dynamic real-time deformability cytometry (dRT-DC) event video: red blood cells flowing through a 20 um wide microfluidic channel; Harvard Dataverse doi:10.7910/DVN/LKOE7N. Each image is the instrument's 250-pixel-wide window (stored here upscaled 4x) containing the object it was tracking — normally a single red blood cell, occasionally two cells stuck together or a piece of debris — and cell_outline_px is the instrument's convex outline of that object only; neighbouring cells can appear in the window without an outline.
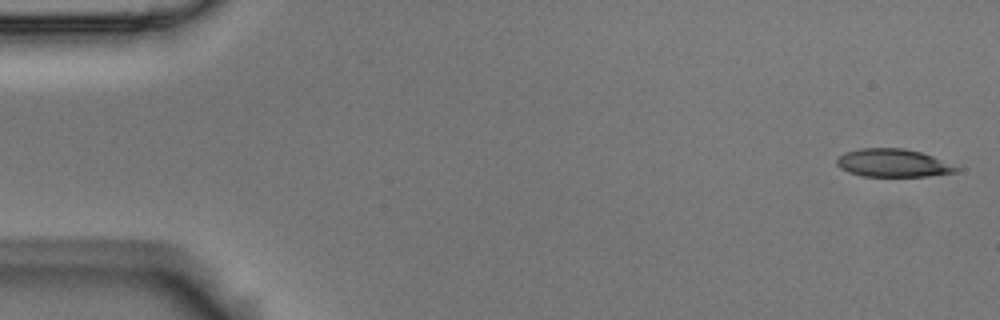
{"species": "Egyptian fruit bat (a non-hibernating species)", "species_latin": "Rousettus aegyptiacus", "temperature_condition": "room temperature", "stored_images_in_passage": 5, "camera_frame_rate_fps": 3000, "um_per_image_px": 0.085, "animal": {"sex": "male"}, "frame": {"image": 1, "passage_image": 1, "time_ms": 0.0, "image_size_px": [1000, 320], "cell_outline_px": [[960, 168], [956, 172], [928, 176], [864, 176], [848, 172], [840, 168], [836, 164], [836, 160], [844, 152], [860, 148], [904, 148], [920, 152], [932, 156]], "centroid_in_image_um": [75.87, 13.85], "position_along_channel_um": 9.1, "area_um2": 19.36}}
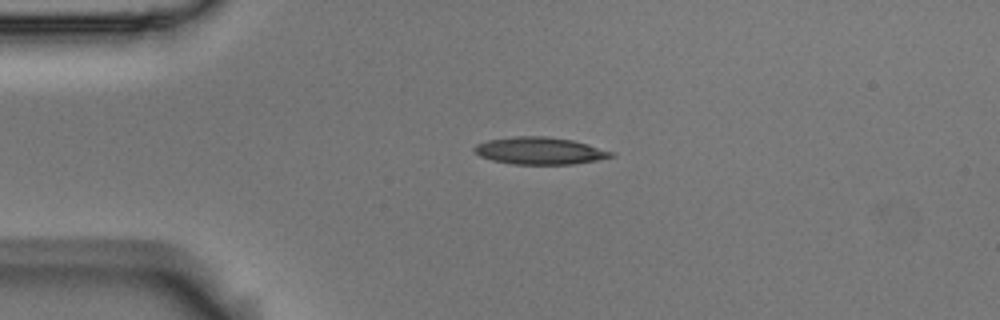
{"frame": {"image": 2, "passage_image": 4, "time_ms": 1.0, "image_size_px": [1000, 320], "cell_outline_px": [[616, 156], [596, 160], [572, 164], [512, 164], [492, 160], [480, 156], [472, 148], [476, 144], [488, 140], [512, 136], [548, 136], [572, 140], [588, 144], [616, 152]], "centroid_in_image_um": [45.9, 12.81], "position_along_channel_um": 39.1, "area_um2": 21.79}}